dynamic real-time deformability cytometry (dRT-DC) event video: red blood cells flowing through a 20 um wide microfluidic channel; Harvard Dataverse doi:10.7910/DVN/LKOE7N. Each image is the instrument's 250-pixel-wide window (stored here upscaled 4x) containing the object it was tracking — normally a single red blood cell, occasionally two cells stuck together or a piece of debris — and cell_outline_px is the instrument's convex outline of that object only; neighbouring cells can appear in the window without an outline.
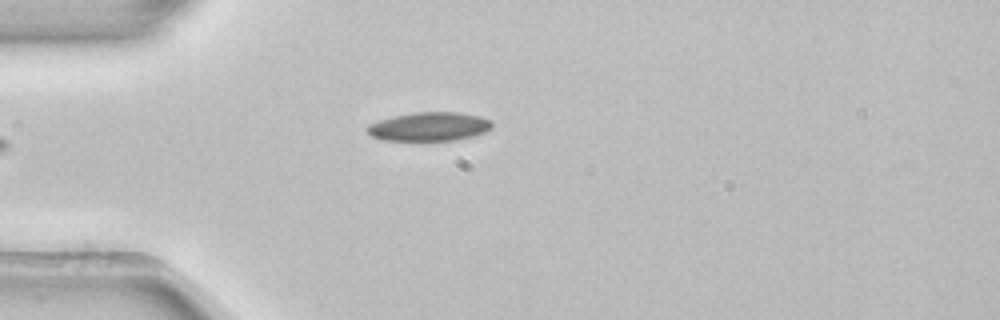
{"species": "common noctule bat (a hibernating species)", "species_latin": "Nyctalus noctula", "temperature_condition": "room temperature", "stored_images_in_passage": 5, "camera_frame_rate_fps": 3000, "um_per_image_px": 0.085, "animal": {"sex": "female", "body_mass_g": 22.7, "forearm_length_mm": 54.2}, "frame": {"image": 1, "passage_image": 5, "time_ms": 1.333, "image_size_px": [1000, 320], "cell_outline_px": [[492, 128], [484, 132], [472, 136], [456, 140], [384, 140], [372, 136], [364, 128], [368, 124], [392, 116], [412, 112], [456, 112], [480, 116], [488, 120], [492, 124]], "centroid_in_image_um": [36.45, 10.75], "position_along_channel_um": 48.6, "area_um2": 20.87}}